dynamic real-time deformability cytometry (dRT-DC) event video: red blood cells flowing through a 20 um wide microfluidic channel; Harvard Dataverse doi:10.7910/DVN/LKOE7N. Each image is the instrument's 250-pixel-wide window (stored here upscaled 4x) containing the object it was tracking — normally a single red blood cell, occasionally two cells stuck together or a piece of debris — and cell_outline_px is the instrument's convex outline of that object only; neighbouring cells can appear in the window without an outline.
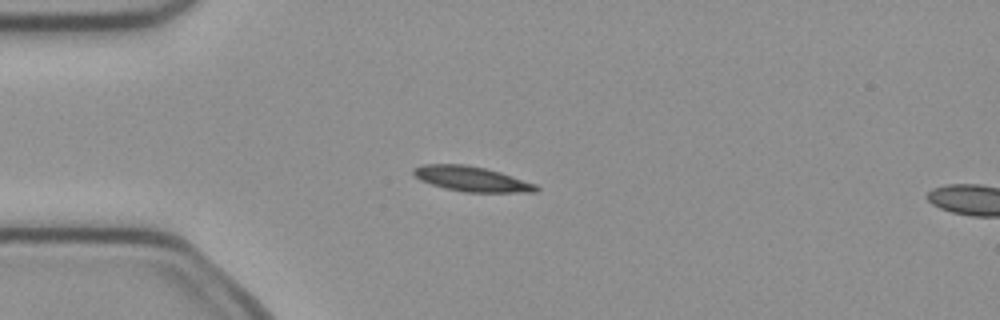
{"species": "common noctule bat (a hibernating species)", "species_latin": "Nyctalus noctula", "temperature_condition": "cold", "stored_images_in_passage": 5, "camera_frame_rate_fps": 3000, "um_per_image_px": 0.085, "animal": {"sex": "female", "body_mass_g": 21.9}, "frame": {"image": 1, "passage_image": 4, "time_ms": 1.0, "image_size_px": [1000, 320], "cell_outline_px": [[540, 188], [536, 192], [464, 192], [444, 188], [420, 180], [412, 176], [412, 168], [420, 164], [464, 164], [484, 168], [500, 172], [536, 184]], "centroid_in_image_um": [40.03, 15.2], "position_along_channel_um": 45.0, "area_um2": 17.98}}